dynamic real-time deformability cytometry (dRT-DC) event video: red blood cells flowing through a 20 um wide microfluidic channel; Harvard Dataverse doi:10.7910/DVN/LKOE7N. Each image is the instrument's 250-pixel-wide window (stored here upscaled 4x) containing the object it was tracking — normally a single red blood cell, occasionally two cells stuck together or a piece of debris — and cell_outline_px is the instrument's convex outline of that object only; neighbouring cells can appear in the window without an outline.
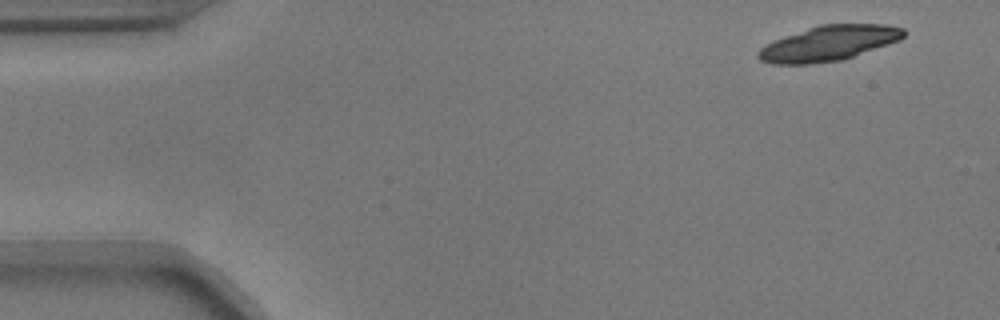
{"species": "common noctule bat (a hibernating species)", "species_latin": "Nyctalus noctula", "temperature_condition": "warm", "stored_images_in_passage": 36, "camera_frame_rate_fps": 3000, "um_per_image_px": 0.085, "animal": {"sex": "male", "body_mass_g": 17.9}, "frame": {"image": 1, "passage_image": 1, "time_ms": 0.0, "image_size_px": [1000, 320], "cell_outline_px": [[908, 32], [900, 40], [840, 60], [808, 64], [772, 64], [760, 60], [756, 56], [756, 52], [760, 48], [772, 40], [820, 24], [884, 24], [904, 28]], "centroid_in_image_um": [70.42, 3.67], "position_along_channel_um": 14.6, "area_um2": 29.71}}
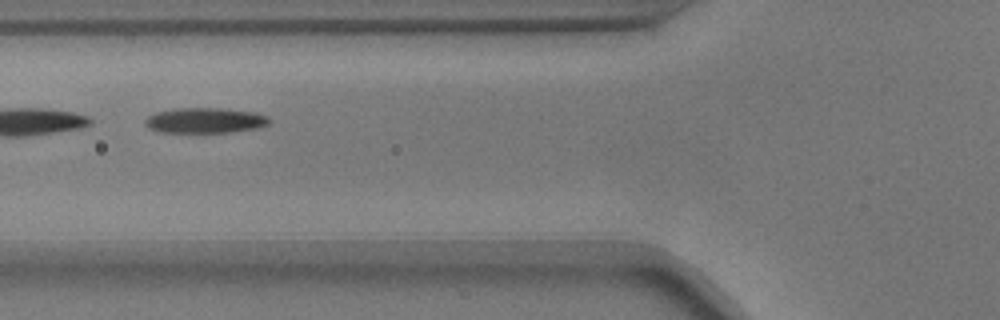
{"frame": {"image": 2, "passage_image": 18, "time_ms": 5.667, "image_size_px": [1000, 320], "cell_outline_px": [[272, 120], [268, 124], [260, 128], [232, 132], [160, 132], [148, 128], [144, 124], [144, 120], [148, 116], [156, 112], [172, 108], [220, 108], [256, 112], [268, 116]], "centroid_in_image_um": [17.45, 10.23], "position_along_channel_um": 108.4, "area_um2": 18.61}}
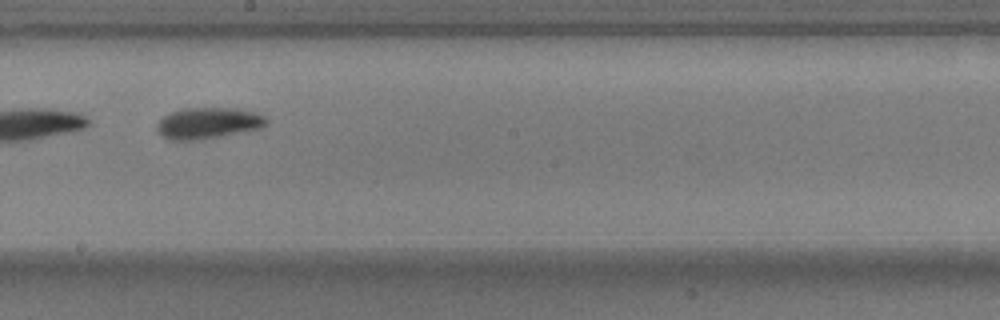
{"frame": {"image": 3, "passage_image": 28, "time_ms": 9.0, "image_size_px": [1000, 320], "cell_outline_px": [[268, 124], [260, 128], [224, 136], [200, 140], [168, 140], [160, 136], [156, 128], [156, 124], [168, 112], [180, 108], [236, 108], [252, 112], [264, 116], [268, 120]], "centroid_in_image_um": [17.64, 10.47], "position_along_channel_um": 230.6, "area_um2": 20.23}}